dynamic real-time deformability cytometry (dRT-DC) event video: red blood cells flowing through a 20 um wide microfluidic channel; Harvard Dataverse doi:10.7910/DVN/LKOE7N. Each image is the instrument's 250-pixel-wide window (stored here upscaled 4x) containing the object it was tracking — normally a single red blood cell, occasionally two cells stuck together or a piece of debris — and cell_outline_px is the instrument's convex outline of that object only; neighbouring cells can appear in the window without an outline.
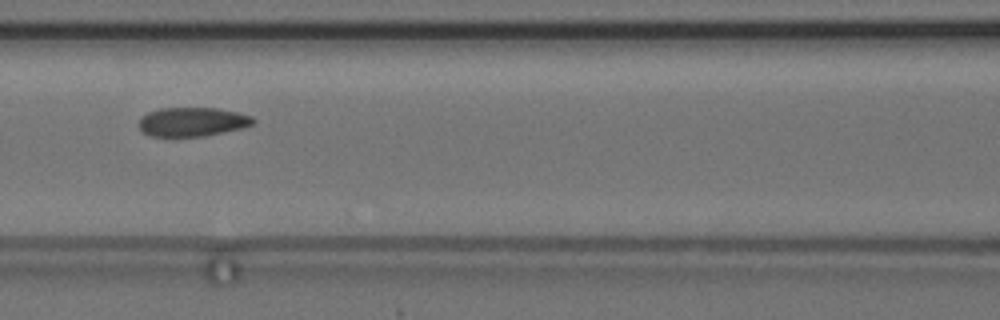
{"species": "common noctule bat (a hibernating species)", "species_latin": "Nyctalus noctula", "temperature_condition": "cold", "stored_images_in_passage": 5, "camera_frame_rate_fps": 3000, "um_per_image_px": 0.085, "animal": {"sex": "female", "body_mass_g": 24.6, "forearm_length_mm": 56.2}, "frame": {"image": 1, "passage_image": 4, "time_ms": 4.333, "image_size_px": [1000, 320], "cell_outline_px": [[256, 120], [252, 124], [240, 128], [204, 136], [152, 136], [144, 132], [140, 128], [140, 116], [148, 112], [160, 108], [216, 108], [236, 112], [252, 116]], "centroid_in_image_um": [16.33, 10.34], "position_along_channel_um": 150.3, "area_um2": 19.07}}